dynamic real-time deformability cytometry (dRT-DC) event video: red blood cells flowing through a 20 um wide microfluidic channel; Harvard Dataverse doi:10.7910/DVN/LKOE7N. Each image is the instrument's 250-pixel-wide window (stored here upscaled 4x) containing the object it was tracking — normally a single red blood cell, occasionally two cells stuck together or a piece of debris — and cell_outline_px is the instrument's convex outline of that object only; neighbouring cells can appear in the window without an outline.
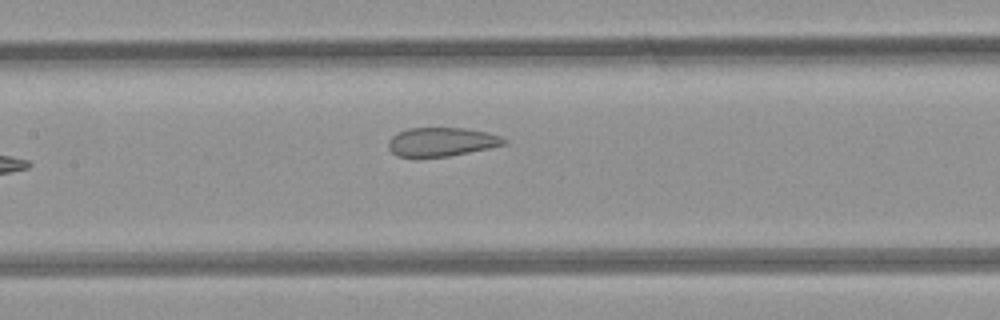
{"species": "common noctule bat (a hibernating species)", "species_latin": "Nyctalus noctula", "temperature_condition": "room temperature", "stored_images_in_passage": 6, "camera_frame_rate_fps": 3000, "um_per_image_px": 0.085, "animal": {"sex": "female", "body_mass_g": 21.9}, "frame": {"image": 1, "passage_image": 6, "time_ms": 5.667, "image_size_px": [1000, 320], "cell_outline_px": [[508, 144], [448, 156], [396, 156], [388, 148], [388, 140], [392, 136], [408, 128], [464, 128], [488, 132], [500, 136], [508, 140]], "centroid_in_image_um": [37.56, 12.05], "position_along_channel_um": 169.8, "area_um2": 19.25}}